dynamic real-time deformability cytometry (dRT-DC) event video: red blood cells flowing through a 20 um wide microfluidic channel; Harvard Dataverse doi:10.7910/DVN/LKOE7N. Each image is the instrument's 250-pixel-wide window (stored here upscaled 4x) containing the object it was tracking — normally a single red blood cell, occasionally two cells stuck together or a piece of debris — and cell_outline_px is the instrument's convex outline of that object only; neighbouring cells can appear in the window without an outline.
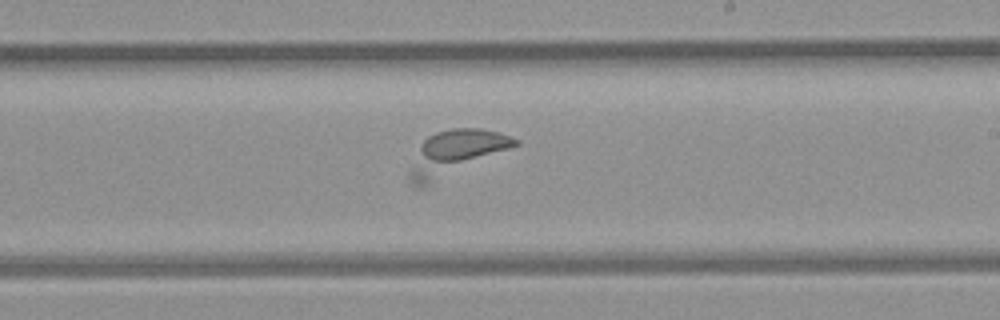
{"species": "common noctule bat (a hibernating species)", "species_latin": "Nyctalus noctula", "temperature_condition": "room temperature", "stored_images_in_passage": 31, "camera_frame_rate_fps": 3000, "um_per_image_px": 0.085, "animal": {"sex": "female", "body_mass_g": 21.9}, "frame": {"image": 1, "passage_image": 29, "time_ms": 9.333, "image_size_px": [1000, 320], "cell_outline_px": [[520, 144], [420, 188], [416, 188], [408, 180], [408, 176], [420, 148], [424, 140], [428, 136], [436, 132], [452, 128], [480, 128], [496, 132], [520, 140]], "centroid_in_image_um": [38.73, 12.98], "position_along_channel_um": 250.3, "area_um2": 26.53}}